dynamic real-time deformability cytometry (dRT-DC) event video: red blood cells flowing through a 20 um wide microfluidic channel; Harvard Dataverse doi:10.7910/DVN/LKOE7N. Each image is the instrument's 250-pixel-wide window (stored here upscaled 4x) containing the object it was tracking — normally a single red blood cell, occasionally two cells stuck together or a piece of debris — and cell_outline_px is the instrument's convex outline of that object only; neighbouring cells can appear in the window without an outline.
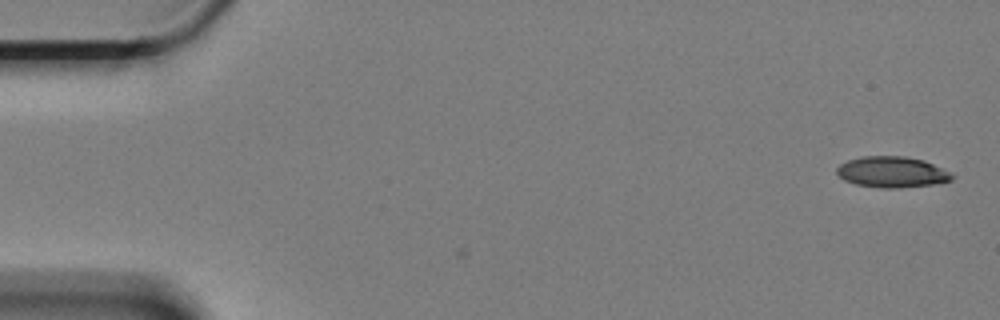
{"species": "Egyptian fruit bat (a non-hibernating species)", "species_latin": "Rousettus aegyptiacus", "temperature_condition": "cold", "stored_images_in_passage": 3, "camera_frame_rate_fps": 3000, "um_per_image_px": 0.085, "animal": {"sex": "female"}, "frame": {"image": 1, "passage_image": 1, "time_ms": 0.0, "image_size_px": [1000, 320], "cell_outline_px": [[956, 176], [952, 180], [932, 184], [900, 188], [884, 188], [856, 184], [844, 180], [836, 172], [836, 168], [840, 164], [848, 160], [860, 156], [904, 156], [924, 160]], "centroid_in_image_um": [75.79, 14.62], "position_along_channel_um": 9.2, "area_um2": 20.63}}